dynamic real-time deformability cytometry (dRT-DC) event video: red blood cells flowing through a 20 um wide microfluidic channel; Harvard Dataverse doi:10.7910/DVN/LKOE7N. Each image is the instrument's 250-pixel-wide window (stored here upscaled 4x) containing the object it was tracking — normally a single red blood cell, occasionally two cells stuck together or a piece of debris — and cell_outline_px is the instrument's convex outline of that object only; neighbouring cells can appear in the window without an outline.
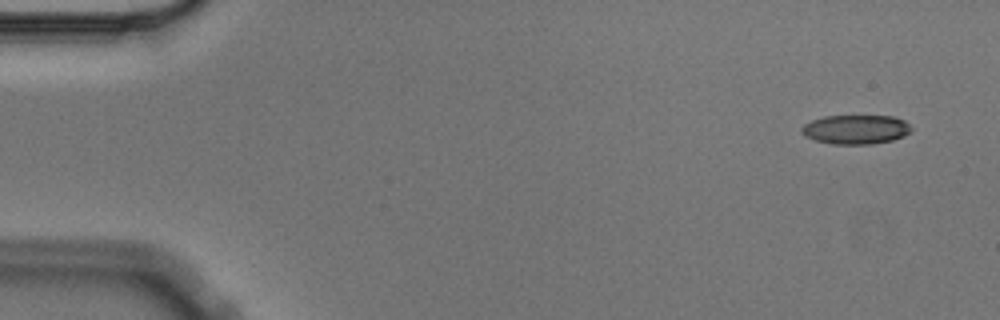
{"species": "Egyptian fruit bat (a non-hibernating species)", "species_latin": "Rousettus aegyptiacus", "temperature_condition": "cold", "stored_images_in_passage": 4, "camera_frame_rate_fps": 3000, "um_per_image_px": 0.085, "animal": {"sex": "male"}, "frame": {"image": 1, "passage_image": 1, "time_ms": 0.0, "image_size_px": [1000, 320], "cell_outline_px": [[912, 132], [904, 136], [892, 140], [872, 144], [832, 144], [816, 140], [804, 136], [800, 132], [800, 128], [804, 124], [812, 120], [824, 116], [892, 116], [904, 120], [912, 128]], "centroid_in_image_um": [72.73, 11.0], "position_along_channel_um": 12.3, "area_um2": 18.79}}